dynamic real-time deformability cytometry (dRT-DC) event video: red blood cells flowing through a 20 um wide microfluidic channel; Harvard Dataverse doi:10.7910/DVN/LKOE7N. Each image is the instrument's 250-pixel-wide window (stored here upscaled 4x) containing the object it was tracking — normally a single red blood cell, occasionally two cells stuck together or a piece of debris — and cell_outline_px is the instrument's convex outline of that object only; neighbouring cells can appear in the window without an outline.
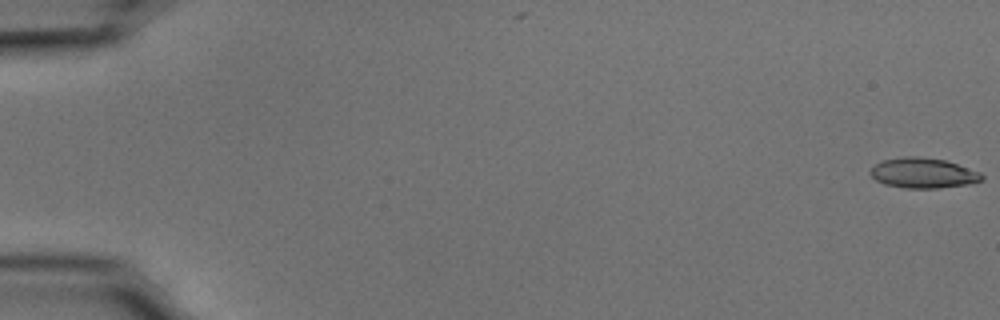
{"species": "common noctule bat (a hibernating species)", "species_latin": "Nyctalus noctula", "temperature_condition": "cold", "stored_images_in_passage": 55, "camera_frame_rate_fps": 3000, "um_per_image_px": 0.085, "animal": {"sex": "male", "body_mass_g": 15.6}, "frame": {"image": 1, "passage_image": 1, "time_ms": 0.0, "image_size_px": [1000, 320], "cell_outline_px": [[984, 180], [972, 184], [936, 188], [904, 188], [884, 184], [876, 180], [868, 172], [880, 160], [904, 156], [916, 156], [944, 160], [980, 172], [984, 176]], "centroid_in_image_um": [78.46, 14.71], "position_along_channel_um": 6.5, "area_um2": 19.71}}
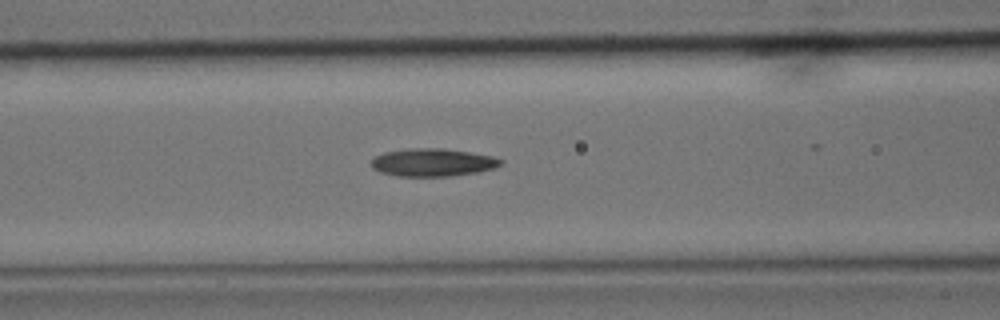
{"frame": {"image": 2, "passage_image": 24, "time_ms": 7.667, "image_size_px": [1000, 320], "cell_outline_px": [[504, 160], [496, 168], [476, 172], [448, 176], [396, 176], [380, 172], [372, 168], [372, 160], [376, 156], [384, 152], [408, 148], [444, 148], [492, 156]], "centroid_in_image_um": [36.77, 13.8], "position_along_channel_um": 129.8, "area_um2": 20.92}}
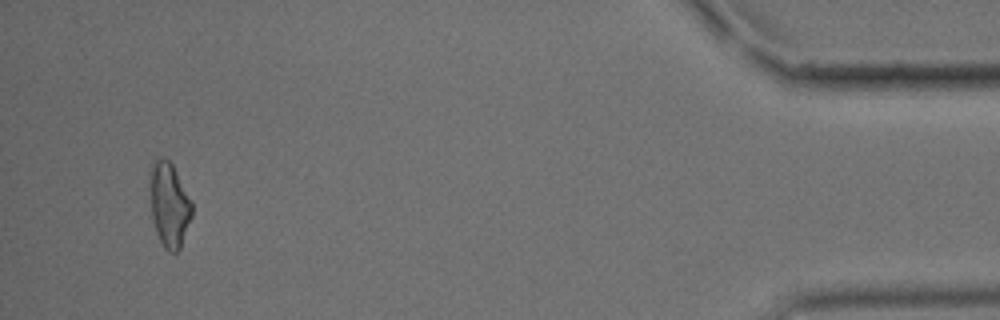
{"frame": {"image": 3, "passage_image": 53, "time_ms": 17.333, "image_size_px": [1000, 320], "cell_outline_px": [[192, 216], [180, 248], [176, 252], [168, 252], [164, 248], [156, 232], [152, 220], [152, 164], [156, 156], [164, 156], [172, 164], [192, 200]], "centroid_in_image_um": [14.42, 17.41], "position_along_channel_um": 420.8, "area_um2": 20.35}, "authors_computed_cell_mechanics": {"area_um2": 20.0566, "velocity_mm_per_s": 3.7194, "shape_relaxation_time_tau1_ms": 7.341, "shape_relaxation_time_tau2_ms": 5.3977, "deformation_change_tau1": 0.1996, "deformation_change_tau2": 0.1661}}